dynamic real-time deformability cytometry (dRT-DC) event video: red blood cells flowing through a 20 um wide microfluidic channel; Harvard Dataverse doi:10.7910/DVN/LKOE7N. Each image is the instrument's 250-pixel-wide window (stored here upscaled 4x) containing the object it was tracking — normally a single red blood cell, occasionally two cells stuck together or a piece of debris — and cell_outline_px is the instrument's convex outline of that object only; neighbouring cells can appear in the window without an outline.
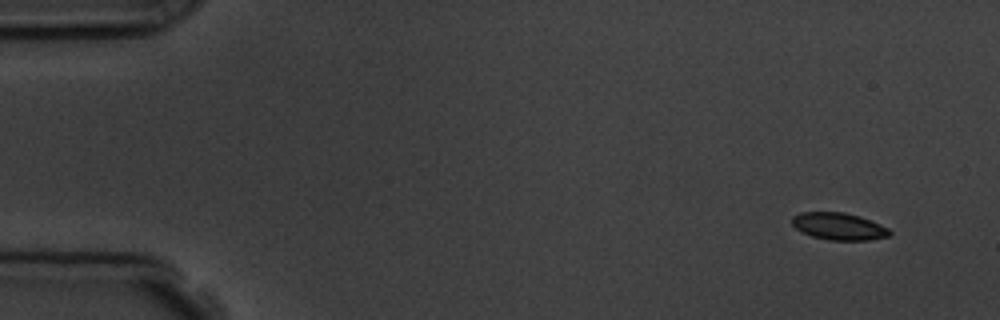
{"species": "common noctule bat (a hibernating species)", "species_latin": "Nyctalus noctula", "temperature_condition": "room temperature", "stored_images_in_passage": 4, "camera_frame_rate_fps": 3000, "um_per_image_px": 0.085, "animal": {"sex": "male", "body_mass_g": 19.5, "forearm_length_mm": 54.6}, "frame": {"image": 1, "passage_image": 1, "time_ms": 0.0, "image_size_px": [1000, 320], "cell_outline_px": [[892, 232], [888, 236], [868, 240], [828, 240], [812, 236], [800, 232], [792, 224], [792, 216], [800, 212], [844, 212], [860, 216], [880, 224], [888, 228]], "centroid_in_image_um": [71.28, 19.23], "position_along_channel_um": 13.7, "area_um2": 15.49}}
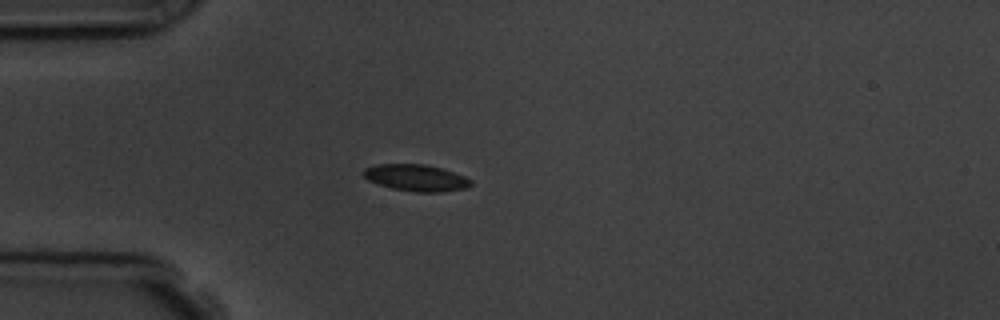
{"frame": {"image": 2, "passage_image": 4, "time_ms": 3.667, "image_size_px": [1000, 320], "cell_outline_px": [[472, 184], [468, 188], [440, 192], [416, 192], [392, 188], [368, 180], [364, 176], [364, 168], [376, 164], [424, 164], [440, 168], [464, 176], [472, 180]], "centroid_in_image_um": [35.38, 15.11], "position_along_channel_um": 49.6, "area_um2": 16.53}}